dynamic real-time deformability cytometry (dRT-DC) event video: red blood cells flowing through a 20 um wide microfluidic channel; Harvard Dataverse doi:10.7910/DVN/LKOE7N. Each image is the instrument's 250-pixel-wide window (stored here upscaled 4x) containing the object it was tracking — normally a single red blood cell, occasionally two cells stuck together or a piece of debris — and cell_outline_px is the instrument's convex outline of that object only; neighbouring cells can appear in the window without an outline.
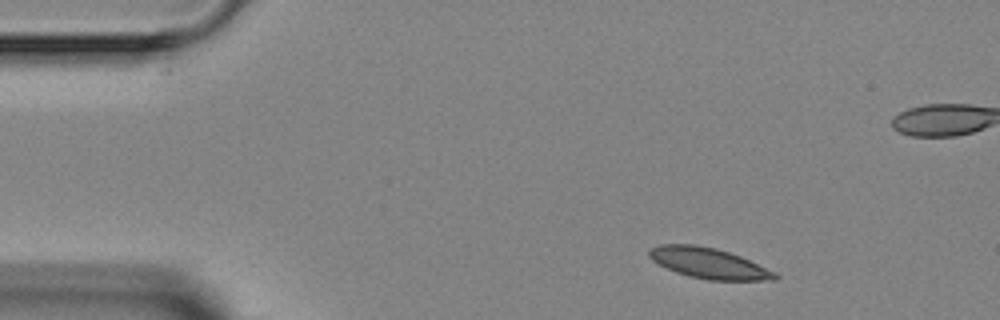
{"species": "Egyptian fruit bat (a non-hibernating species)", "species_latin": "Rousettus aegyptiacus", "temperature_condition": "room temperature", "stored_images_in_passage": 4, "camera_frame_rate_fps": 3000, "um_per_image_px": 0.085, "animal": {"sex": "female"}, "frame": {"image": 1, "passage_image": 1, "time_ms": 0.0, "image_size_px": [1000, 320], "cell_outline_px": [[780, 276], [776, 280], [708, 280], [688, 276], [676, 272], [652, 260], [648, 256], [648, 248], [660, 244], [696, 244], [716, 248], [740, 256], [776, 272]], "centroid_in_image_um": [60.23, 22.36], "position_along_channel_um": 24.8, "area_um2": 22.48}}